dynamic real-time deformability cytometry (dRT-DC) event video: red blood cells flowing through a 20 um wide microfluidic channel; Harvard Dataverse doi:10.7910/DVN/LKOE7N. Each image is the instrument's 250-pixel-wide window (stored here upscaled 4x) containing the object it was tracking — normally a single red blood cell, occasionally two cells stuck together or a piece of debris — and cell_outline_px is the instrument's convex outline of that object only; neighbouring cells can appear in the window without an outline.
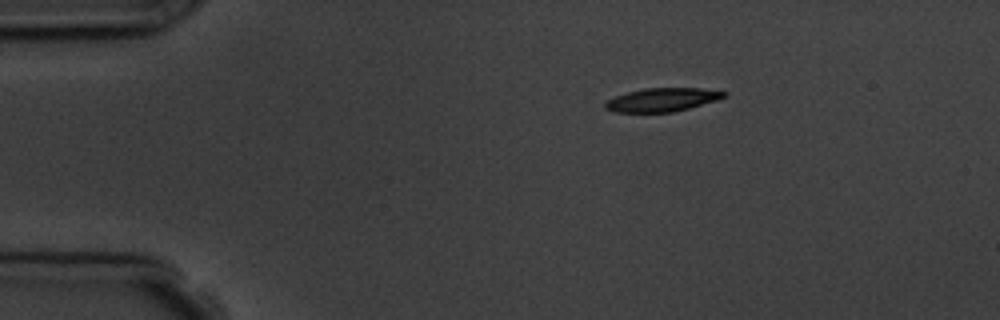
{"species": "common noctule bat (a hibernating species)", "species_latin": "Nyctalus noctula", "temperature_condition": "room temperature", "stored_images_in_passage": 6, "camera_frame_rate_fps": 3000, "um_per_image_px": 0.085, "animal": {"sex": "male", "body_mass_g": 19.5, "forearm_length_mm": 54.6}, "frame": {"image": 1, "passage_image": 1, "time_ms": 0.0, "image_size_px": [1000, 320], "cell_outline_px": [[728, 96], [716, 100], [688, 108], [672, 112], [612, 112], [604, 108], [604, 104], [608, 100], [616, 96], [628, 92], [644, 88], [700, 88], [728, 92]], "centroid_in_image_um": [56.28, 8.48], "position_along_channel_um": 28.7, "area_um2": 16.18}}
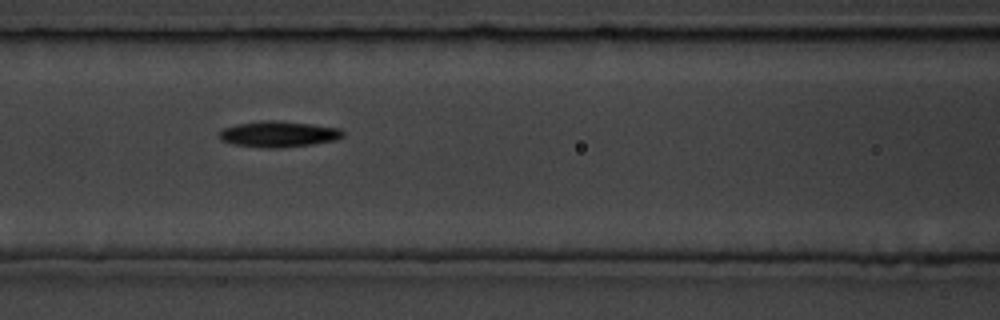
{"frame": {"image": 2, "passage_image": 5, "time_ms": 4.667, "image_size_px": [1000, 320], "cell_outline_px": [[344, 136], [336, 140], [312, 144], [280, 148], [264, 148], [232, 144], [220, 140], [216, 136], [216, 132], [224, 128], [236, 124], [264, 120], [280, 120], [312, 124], [340, 128], [344, 132]], "centroid_in_image_um": [23.63, 11.4], "position_along_channel_um": 143.0, "area_um2": 19.07}}
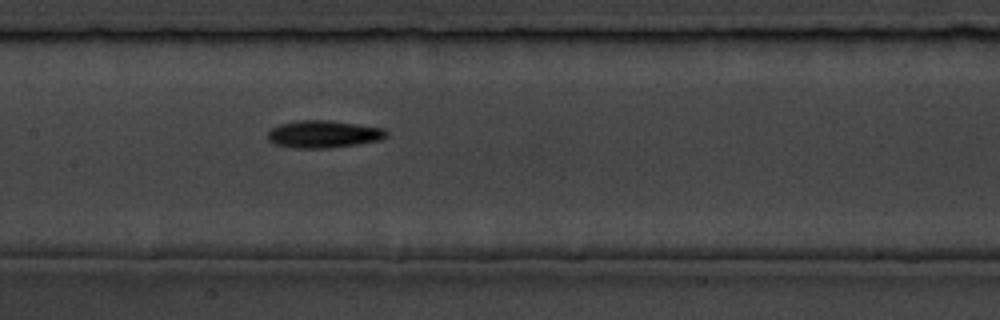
{"frame": {"image": 3, "passage_image": 6, "time_ms": 5.667, "image_size_px": [1000, 320], "cell_outline_px": [[388, 136], [380, 140], [356, 144], [328, 148], [296, 148], [276, 144], [268, 140], [268, 132], [272, 128], [280, 124], [296, 120], [328, 120], [384, 128], [388, 132]], "centroid_in_image_um": [27.51, 11.4], "position_along_channel_um": 179.9, "area_um2": 18.84}}